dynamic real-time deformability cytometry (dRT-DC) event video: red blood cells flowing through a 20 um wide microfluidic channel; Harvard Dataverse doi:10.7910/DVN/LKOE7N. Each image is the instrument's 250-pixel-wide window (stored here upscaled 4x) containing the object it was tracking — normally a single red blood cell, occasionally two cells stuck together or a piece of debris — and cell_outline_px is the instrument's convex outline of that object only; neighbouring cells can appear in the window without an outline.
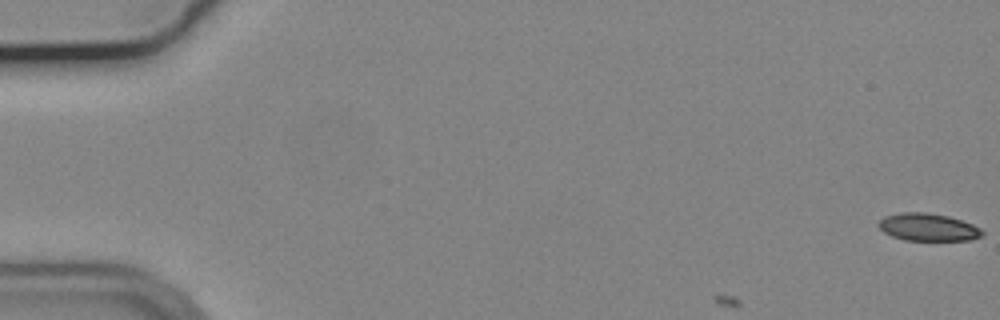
{"species": "common noctule bat (a hibernating species)", "species_latin": "Nyctalus noctula", "temperature_condition": "cold", "stored_images_in_passage": 11, "camera_frame_rate_fps": 3000, "um_per_image_px": 0.085, "animal": {"sex": "male", "body_mass_g": 19.2, "forearm_length_mm": 51.8}, "frame": {"image": 1, "passage_image": 1, "time_ms": 0.0, "image_size_px": [1000, 320], "cell_outline_px": [[984, 232], [980, 236], [972, 240], [904, 240], [892, 236], [884, 232], [876, 224], [884, 216], [900, 212], [924, 212], [948, 216], [972, 224], [980, 228]], "centroid_in_image_um": [78.85, 19.31], "position_along_channel_um": 6.1, "area_um2": 16.59}}